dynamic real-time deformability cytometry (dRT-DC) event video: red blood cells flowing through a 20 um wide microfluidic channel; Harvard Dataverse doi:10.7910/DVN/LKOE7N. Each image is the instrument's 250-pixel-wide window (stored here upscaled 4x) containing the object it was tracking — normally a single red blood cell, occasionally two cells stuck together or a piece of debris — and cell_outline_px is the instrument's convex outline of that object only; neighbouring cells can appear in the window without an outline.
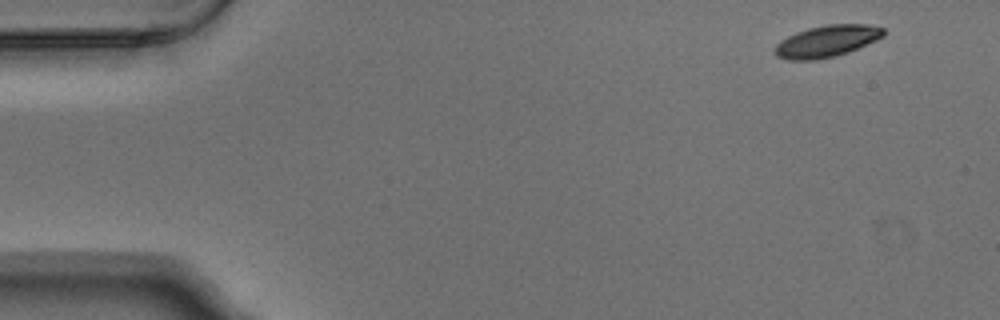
{"species": "Egyptian fruit bat (a non-hibernating species)", "species_latin": "Rousettus aegyptiacus", "temperature_condition": "warm", "stored_images_in_passage": 4, "camera_frame_rate_fps": 3000, "um_per_image_px": 0.085, "animal": {"sex": "male"}, "frame": {"image": 1, "passage_image": 1, "time_ms": 0.0, "image_size_px": [1000, 320], "cell_outline_px": [[884, 36], [876, 40], [848, 52], [836, 56], [816, 60], [788, 60], [776, 56], [772, 52], [772, 48], [780, 40], [796, 32], [808, 28], [828, 24], [864, 24], [884, 28]], "centroid_in_image_um": [70.22, 3.51], "position_along_channel_um": 14.8, "area_um2": 20.23}}
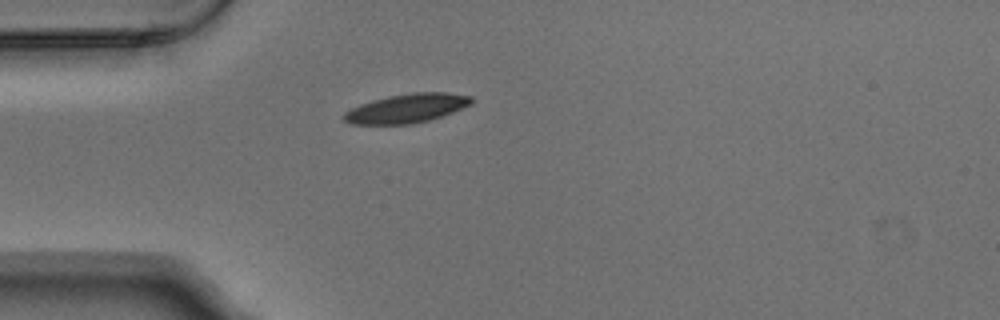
{"frame": {"image": 2, "passage_image": 4, "time_ms": 1.0, "image_size_px": [1000, 320], "cell_outline_px": [[472, 104], [452, 112], [428, 120], [412, 124], [352, 124], [344, 120], [340, 116], [344, 112], [360, 104], [388, 96], [412, 92], [448, 92], [472, 96]], "centroid_in_image_um": [34.56, 9.2], "position_along_channel_um": 50.4, "area_um2": 21.5}}